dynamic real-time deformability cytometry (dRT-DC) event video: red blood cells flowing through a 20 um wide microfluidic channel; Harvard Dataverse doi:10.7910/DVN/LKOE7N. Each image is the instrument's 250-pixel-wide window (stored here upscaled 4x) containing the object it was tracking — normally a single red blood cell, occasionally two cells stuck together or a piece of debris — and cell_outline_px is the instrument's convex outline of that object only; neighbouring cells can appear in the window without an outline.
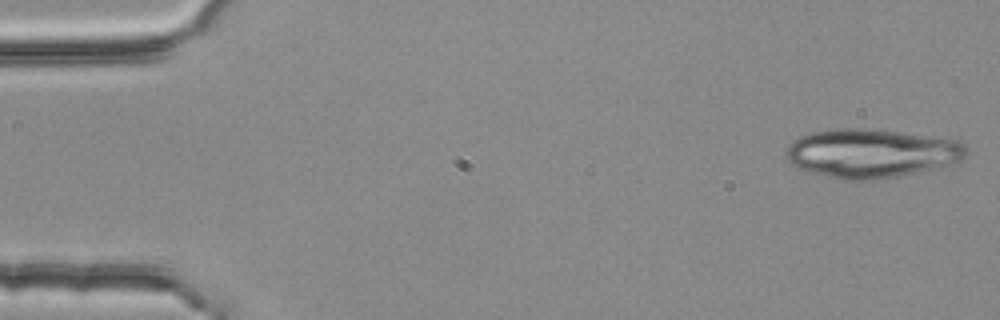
{"species": "common noctule bat (a hibernating species)", "species_latin": "Nyctalus noctula", "temperature_condition": "room temperature", "stored_images_in_passage": 34, "segment_of_instrument_passage": [1, 2], "camera_frame_rate_fps": 3000, "um_per_image_px": 0.085, "animal": {"sex": "female", "body_mass_g": 25.1}, "frame": {"image": 1, "passage_image": 1, "time_ms": 0.0, "image_size_px": [1000, 320], "cell_outline_px": [[964, 156], [960, 164], [940, 168], [876, 180], [844, 180], [796, 168], [788, 160], [784, 152], [788, 144], [792, 140], [800, 136], [812, 132], [836, 128], [860, 128], [932, 136], [956, 140], [964, 144]], "centroid_in_image_um": [74.06, 13.04], "position_along_channel_um": 10.9, "area_um2": 51.5}}